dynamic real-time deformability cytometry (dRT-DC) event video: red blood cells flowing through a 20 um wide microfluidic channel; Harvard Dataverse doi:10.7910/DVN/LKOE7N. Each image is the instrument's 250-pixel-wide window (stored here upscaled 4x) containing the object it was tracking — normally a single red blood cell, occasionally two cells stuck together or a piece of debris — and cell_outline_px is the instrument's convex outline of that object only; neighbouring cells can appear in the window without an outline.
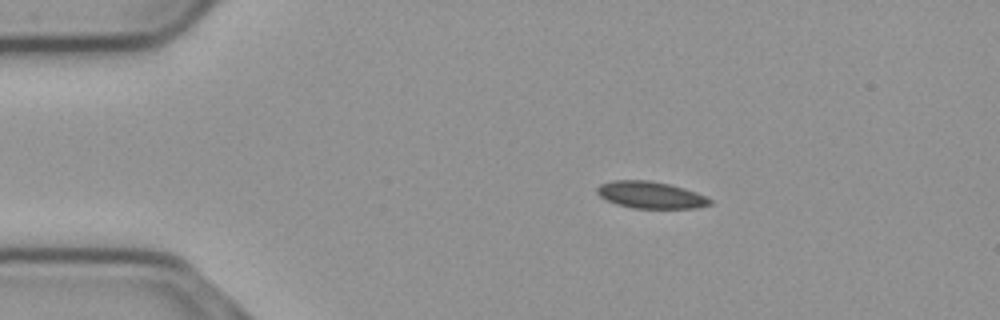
{"species": "common noctule bat (a hibernating species)", "species_latin": "Nyctalus noctula", "temperature_condition": "cold", "stored_images_in_passage": 47, "camera_frame_rate_fps": 3000, "um_per_image_px": 0.085, "animal": {"sex": "male", "body_mass_g": 23.1, "forearm_length_mm": 52.7}, "frame": {"image": 1, "passage_image": 1, "time_ms": 0.0, "image_size_px": [1000, 320], "cell_outline_px": [[712, 204], [696, 208], [632, 208], [616, 204], [604, 200], [596, 192], [596, 188], [600, 184], [612, 180], [648, 180], [668, 184], [684, 188], [696, 192], [712, 200]], "centroid_in_image_um": [55.26, 16.57], "position_along_channel_um": 29.7, "area_um2": 17.74}}
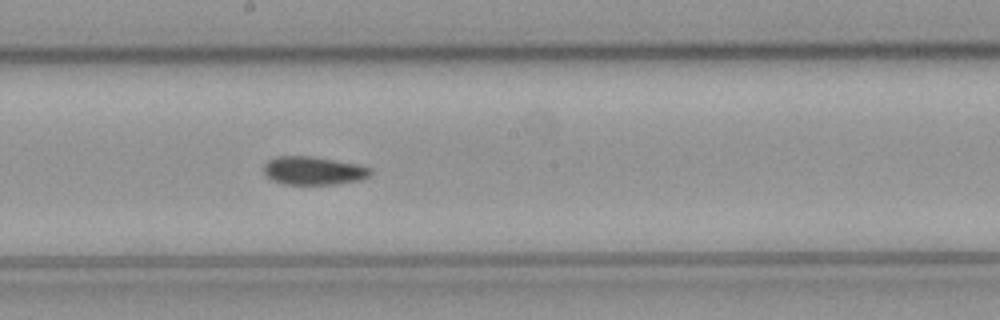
{"frame": {"image": 2, "passage_image": 21, "time_ms": 6.667, "image_size_px": [1000, 320], "cell_outline_px": [[372, 172], [368, 176], [360, 180], [336, 184], [280, 184], [272, 180], [264, 172], [264, 164], [268, 160], [276, 156], [312, 156], [356, 164], [368, 168]], "centroid_in_image_um": [26.6, 14.51], "position_along_channel_um": 221.6, "area_um2": 17.46}}
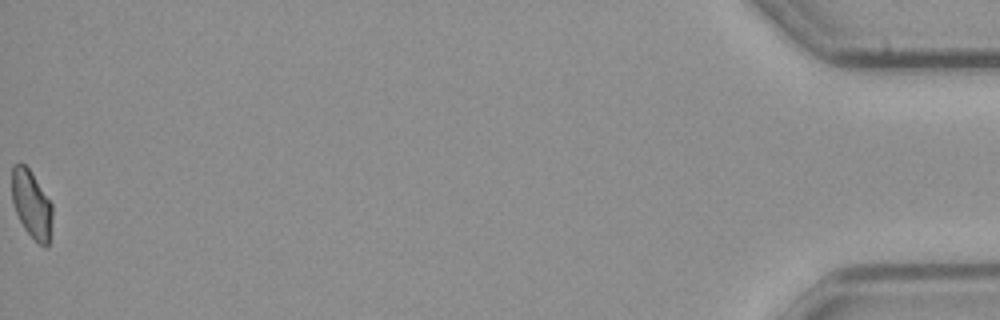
{"frame": {"image": 3, "passage_image": 47, "time_ms": 15.333, "image_size_px": [1000, 320], "cell_outline_px": [[52, 216], [48, 248], [44, 248], [24, 228], [16, 212], [12, 200], [12, 164], [20, 160], [32, 172], [52, 204]], "centroid_in_image_um": [2.67, 17.32], "position_along_channel_um": 432.5, "area_um2": 16.01}, "authors_computed_cell_mechanics": {"area_um2": 17.5134, "velocity_mm_per_s": 3.6753, "shape_relaxation_time_tau1_ms": 8.034, "shape_relaxation_time_tau2_ms": 3.4029, "deformation_change_tau1": 0.1189, "deformation_change_tau2": 0.0805}}